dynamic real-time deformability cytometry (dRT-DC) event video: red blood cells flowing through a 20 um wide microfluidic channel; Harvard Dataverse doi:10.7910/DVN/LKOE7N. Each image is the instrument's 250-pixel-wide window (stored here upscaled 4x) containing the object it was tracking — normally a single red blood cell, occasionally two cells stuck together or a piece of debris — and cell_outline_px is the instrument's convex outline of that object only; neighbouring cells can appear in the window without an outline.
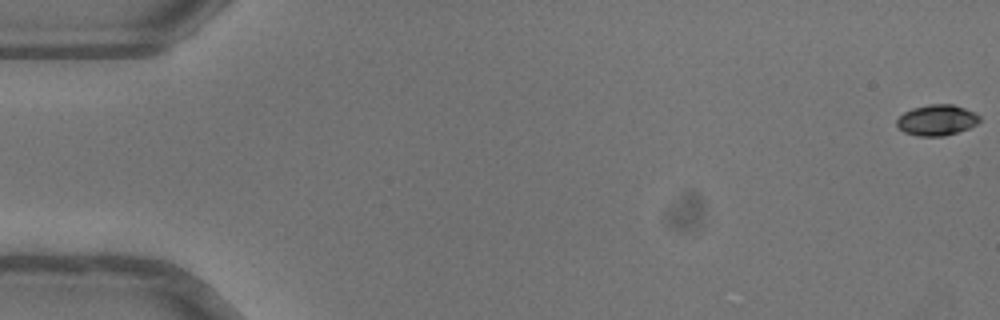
{"species": "common noctule bat (a hibernating species)", "species_latin": "Nyctalus noctula", "temperature_condition": "warm", "stored_images_in_passage": 52, "camera_frame_rate_fps": 3000, "um_per_image_px": 0.085, "animal": {"sex": "female"}, "frame": {"image": 1, "passage_image": 1, "time_ms": 0.0, "image_size_px": [1000, 320], "cell_outline_px": [[980, 120], [976, 124], [968, 128], [944, 136], [916, 136], [904, 132], [896, 124], [896, 120], [904, 112], [912, 108], [928, 104], [952, 104], [976, 112], [980, 116]], "centroid_in_image_um": [79.62, 10.2], "position_along_channel_um": 5.4, "area_um2": 14.85}}
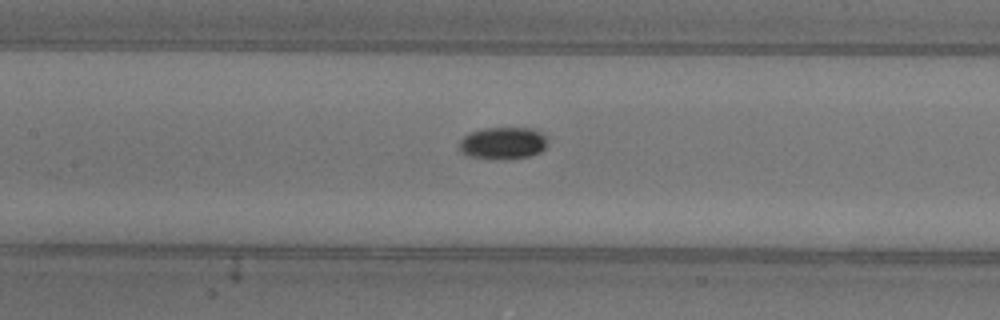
{"frame": {"image": 2, "passage_image": 25, "time_ms": 8.0, "image_size_px": [1000, 320], "cell_outline_px": [[548, 144], [540, 152], [528, 156], [512, 160], [500, 160], [468, 156], [460, 152], [460, 140], [468, 132], [484, 128], [536, 128], [544, 132], [548, 136]], "centroid_in_image_um": [42.8, 12.16], "position_along_channel_um": 164.6, "area_um2": 17.11}}
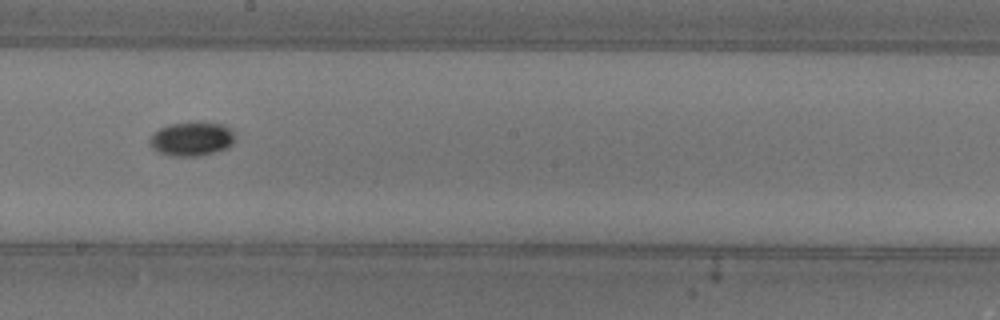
{"frame": {"image": 3, "passage_image": 30, "time_ms": 9.667, "image_size_px": [1000, 320], "cell_outline_px": [[236, 136], [232, 144], [228, 148], [200, 156], [172, 156], [160, 152], [152, 148], [148, 144], [148, 140], [160, 128], [168, 124], [196, 120], [224, 124], [232, 128], [236, 132]], "centroid_in_image_um": [16.35, 11.77], "position_along_channel_um": 231.8, "area_um2": 17.51}, "authors_computed_cell_mechanics": {"area_um2": 15.4326, "velocity_mm_per_s": 4.0495, "shape_relaxation_time_tau1_ms": 3.6768, "shape_relaxation_time_tau2_ms": null, "deformation_change_tau1": 0.12, "deformation_change_tau2": null}}